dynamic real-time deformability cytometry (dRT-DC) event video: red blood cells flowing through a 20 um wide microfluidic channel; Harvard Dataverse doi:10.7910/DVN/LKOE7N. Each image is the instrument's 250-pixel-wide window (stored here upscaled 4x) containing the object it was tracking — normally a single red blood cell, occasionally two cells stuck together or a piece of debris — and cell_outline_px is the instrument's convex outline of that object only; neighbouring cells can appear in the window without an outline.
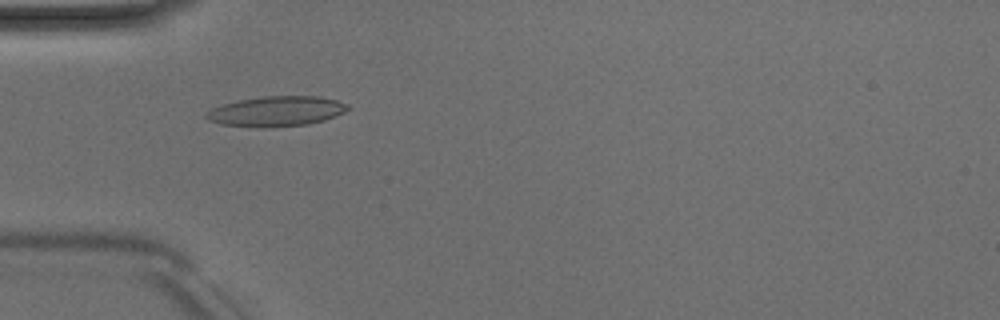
{"species": "Egyptian fruit bat (a non-hibernating species)", "species_latin": "Rousettus aegyptiacus", "temperature_condition": "room temperature", "stored_images_in_passage": 51, "camera_frame_rate_fps": 3000, "um_per_image_px": 0.085, "animal": {"sex": "male"}, "frame": {"image": 1, "passage_image": 16, "time_ms": 5.0, "image_size_px": [1000, 320], "cell_outline_px": [[352, 108], [336, 116], [324, 120], [308, 124], [220, 124], [208, 120], [204, 116], [212, 108], [236, 100], [264, 96], [320, 96], [336, 100], [348, 104]], "centroid_in_image_um": [23.57, 9.39], "position_along_channel_um": 61.4, "area_um2": 23.7}}
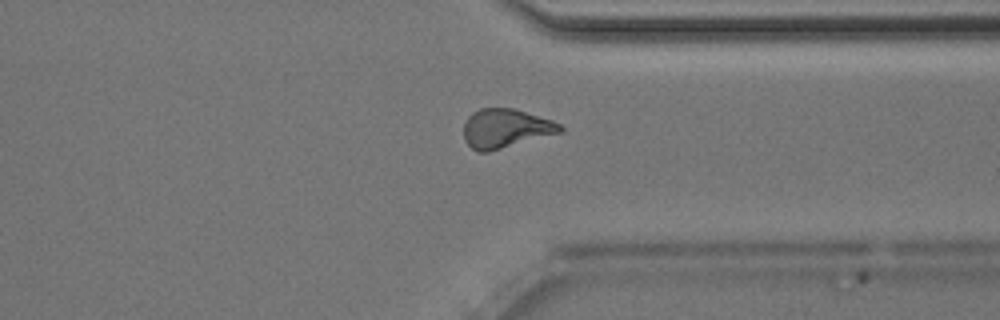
{"frame": {"image": 2, "passage_image": 39, "time_ms": 12.667, "image_size_px": [1000, 320], "cell_outline_px": [[564, 128], [560, 132], [488, 152], [476, 152], [464, 140], [464, 124], [468, 116], [472, 112], [480, 108], [512, 108], [552, 120], [560, 124]], "centroid_in_image_um": [42.93, 10.91], "position_along_channel_um": 368.5, "area_um2": 21.73}}
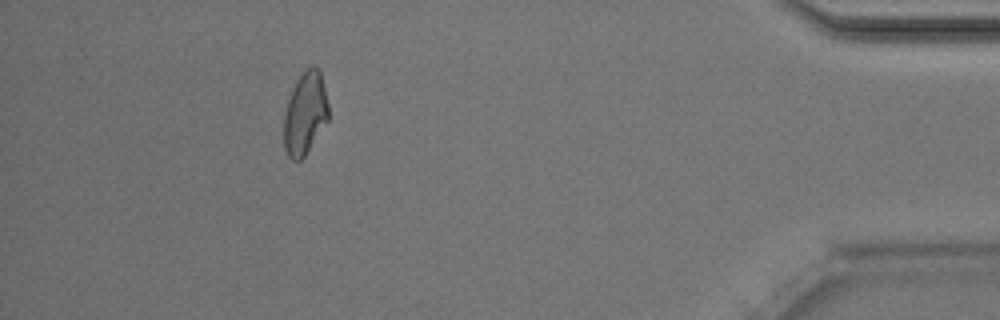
{"frame": {"image": 3, "passage_image": 46, "time_ms": 15.0, "image_size_px": [1000, 320], "cell_outline_px": [[328, 120], [304, 156], [300, 160], [292, 160], [288, 156], [284, 148], [284, 112], [292, 88], [300, 76], [308, 68], [320, 68], [328, 104]], "centroid_in_image_um": [25.92, 9.66], "position_along_channel_um": 409.3, "area_um2": 21.15}, "authors_computed_cell_mechanics": {"area_um2": 22.3686, "velocity_mm_per_s": 4.034, "shape_relaxation_time_tau1_ms": 7.9527, "shape_relaxation_time_tau2_ms": 2.8581, "deformation_change_tau1": 0.1918, "deformation_change_tau2": 0.102}}